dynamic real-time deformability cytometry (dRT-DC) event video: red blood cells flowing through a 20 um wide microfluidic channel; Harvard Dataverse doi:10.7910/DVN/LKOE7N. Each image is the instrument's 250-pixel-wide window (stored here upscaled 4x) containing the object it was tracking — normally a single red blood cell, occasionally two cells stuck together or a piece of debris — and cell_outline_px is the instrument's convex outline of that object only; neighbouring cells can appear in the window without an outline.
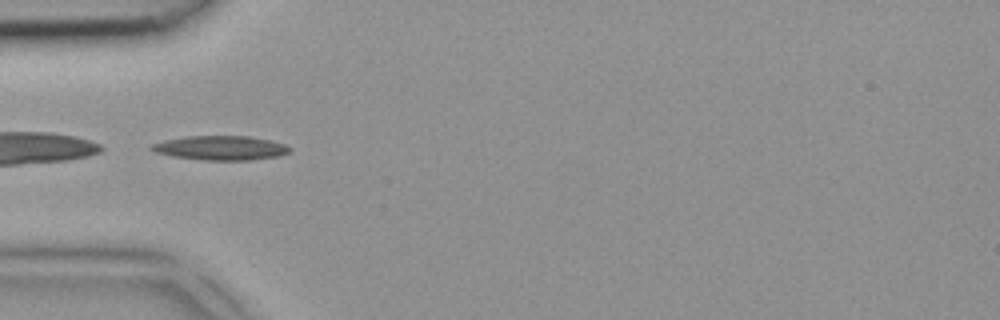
{"species": "common noctule bat (a hibernating species)", "species_latin": "Nyctalus noctula", "temperature_condition": "room temperature", "stored_images_in_passage": 3, "camera_frame_rate_fps": 3000, "um_per_image_px": 0.085, "animal": {"sex": "female", "body_mass_g": 18.4}, "frame": {"image": 1, "passage_image": 3, "time_ms": 0.667, "image_size_px": [1000, 320], "cell_outline_px": [[292, 148], [288, 152], [280, 156], [248, 160], [204, 160], [172, 156], [156, 152], [148, 148], [152, 144], [164, 140], [188, 136], [248, 136], [268, 140], [284, 144]], "centroid_in_image_um": [18.74, 12.57], "position_along_channel_um": 66.3, "area_um2": 19.42}}